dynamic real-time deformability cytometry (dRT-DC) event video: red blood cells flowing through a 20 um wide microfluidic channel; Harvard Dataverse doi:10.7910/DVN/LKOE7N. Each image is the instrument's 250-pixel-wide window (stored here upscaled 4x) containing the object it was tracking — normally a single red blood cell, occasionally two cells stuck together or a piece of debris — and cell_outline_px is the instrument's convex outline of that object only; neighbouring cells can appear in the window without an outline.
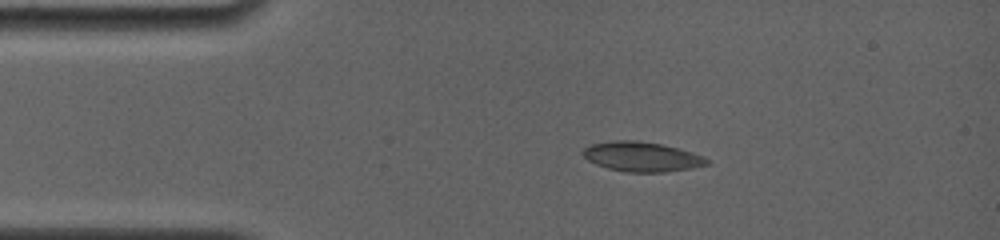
{"species": "common noctule bat (a hibernating species)", "species_latin": "Nyctalus noctula", "temperature_condition": "room temperature", "stored_images_in_passage": 46, "camera_frame_rate_fps": 4000, "um_per_image_px": 0.085, "animal": {"sex": "female", "body_mass_g": 19.0, "forearm_length_mm": 56.7}, "frame": {"image": 1, "passage_image": 9, "time_ms": 2.75, "image_size_px": [1000, 240], "cell_outline_px": [[708, 164], [692, 168], [664, 172], [624, 172], [608, 168], [596, 164], [588, 160], [580, 152], [588, 144], [616, 140], [636, 140], [660, 144], [692, 152], [704, 156], [708, 160]], "centroid_in_image_um": [54.51, 13.32], "position_along_channel_um": 30.5, "area_um2": 21.44}}
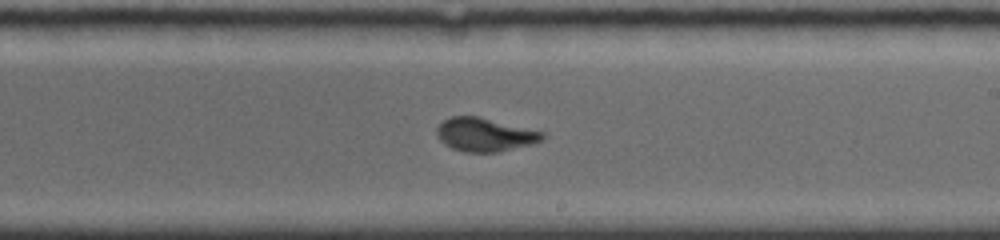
{"frame": {"image": 2, "passage_image": 30, "time_ms": 9.5, "image_size_px": [1000, 240], "cell_outline_px": [[544, 140], [532, 144], [496, 152], [464, 152], [452, 148], [444, 144], [436, 136], [436, 128], [444, 120], [452, 116], [480, 116], [544, 132]], "centroid_in_image_um": [41.2, 11.44], "position_along_channel_um": 247.8, "area_um2": 20.69}}
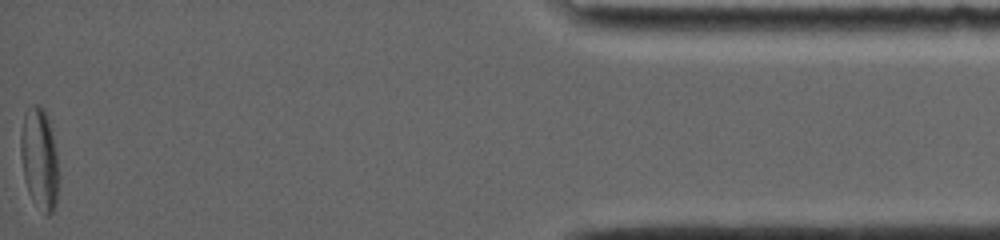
{"frame": {"image": 3, "passage_image": 46, "time_ms": 16.25, "image_size_px": [1000, 240], "cell_outline_px": [[60, 180], [56, 200], [52, 212], [48, 216], [44, 216], [32, 200], [28, 192], [24, 180], [20, 156], [20, 132], [24, 112], [32, 104], [40, 104], [44, 108], [48, 120], [56, 152], [60, 176]], "centroid_in_image_um": [3.34, 13.53], "position_along_channel_um": 431.9, "area_um2": 23.06}, "authors_computed_cell_mechanics": {"area_um2": 21.386, "velocity_mm_per_s": 3.8015, "shape_relaxation_time_tau1_ms": 4.4, "shape_relaxation_time_tau2_ms": 0.9773, "deformation_change_tau1": 0.1589, "deformation_change_tau2": 0.0465}}